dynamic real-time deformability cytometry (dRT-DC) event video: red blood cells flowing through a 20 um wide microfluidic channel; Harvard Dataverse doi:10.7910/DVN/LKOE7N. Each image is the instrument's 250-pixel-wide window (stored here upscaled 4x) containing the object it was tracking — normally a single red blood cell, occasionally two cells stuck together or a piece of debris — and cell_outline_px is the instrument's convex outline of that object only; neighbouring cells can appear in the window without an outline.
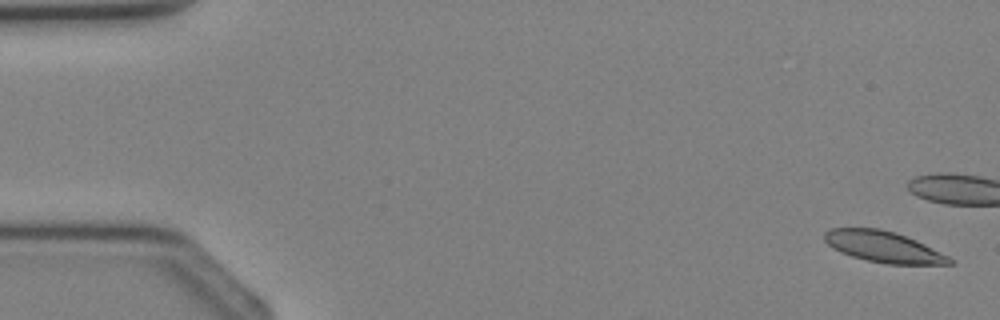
{"species": "Egyptian fruit bat (a non-hibernating species)", "species_latin": "Rousettus aegyptiacus", "temperature_condition": "cold", "stored_images_in_passage": 5, "camera_frame_rate_fps": 3000, "um_per_image_px": 0.085, "animal": {"sex": "female"}, "frame": {"image": 1, "passage_image": 1, "time_ms": 0.0, "image_size_px": [1000, 320], "cell_outline_px": [[952, 264], [888, 264], [868, 260], [852, 256], [828, 244], [824, 240], [824, 232], [832, 228], [880, 228], [896, 232], [916, 240], [948, 256], [952, 260]], "centroid_in_image_um": [75.1, 20.96], "position_along_channel_um": 9.9, "area_um2": 22.25}}
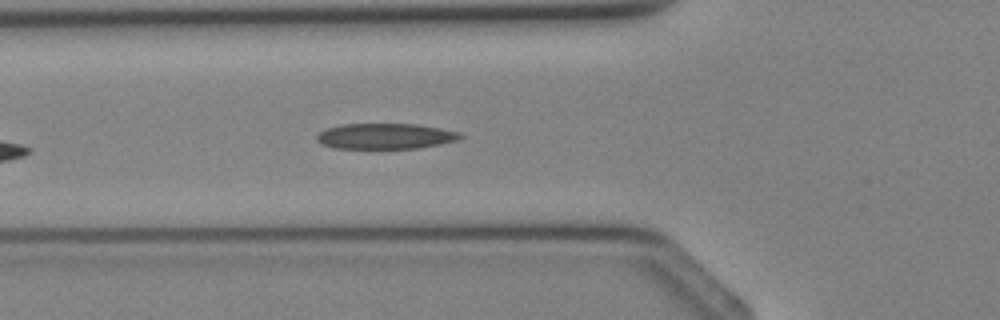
{"frame": {"image": 2, "passage_image": 5, "time_ms": 4.667, "image_size_px": [1000, 320], "cell_outline_px": [[464, 136], [456, 140], [440, 144], [416, 148], [336, 148], [320, 144], [316, 140], [316, 136], [320, 132], [328, 128], [340, 124], [416, 124], [440, 128], [460, 132]], "centroid_in_image_um": [32.74, 11.57], "position_along_channel_um": 93.1, "area_um2": 21.33}}